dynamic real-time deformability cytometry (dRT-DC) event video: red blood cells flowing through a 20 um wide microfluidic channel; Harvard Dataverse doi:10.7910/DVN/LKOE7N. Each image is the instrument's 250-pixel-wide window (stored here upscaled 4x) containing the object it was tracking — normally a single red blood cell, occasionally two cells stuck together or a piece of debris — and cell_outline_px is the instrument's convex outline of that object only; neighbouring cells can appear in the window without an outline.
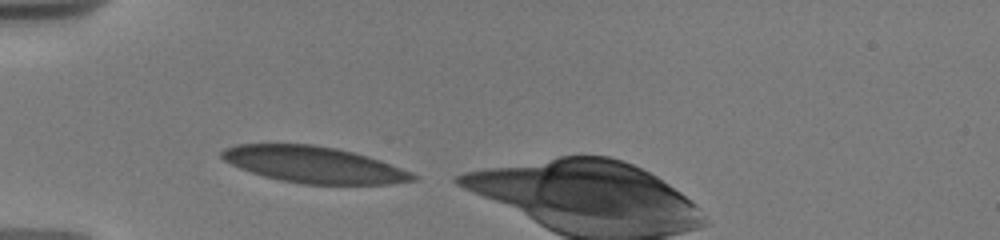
{"species": "human", "species_latin": "Homo sapiens", "temperature_condition": "warm", "stored_images_in_passage": 29, "camera_frame_rate_fps": 3000, "um_per_image_px": 0.085, "donor": {"sex": "male"}, "frame": {"image": 1, "passage_image": 1, "time_ms": 0.0, "image_size_px": [1000, 240], "cell_outline_px": [[416, 180], [388, 184], [304, 184], [280, 180], [264, 176], [240, 168], [224, 160], [220, 156], [220, 152], [224, 148], [236, 144], [312, 144], [336, 148], [368, 156], [380, 160], [412, 172], [416, 176]], "centroid_in_image_um": [26.66, 13.99], "position_along_channel_um": 58.3, "area_um2": 40.34}}
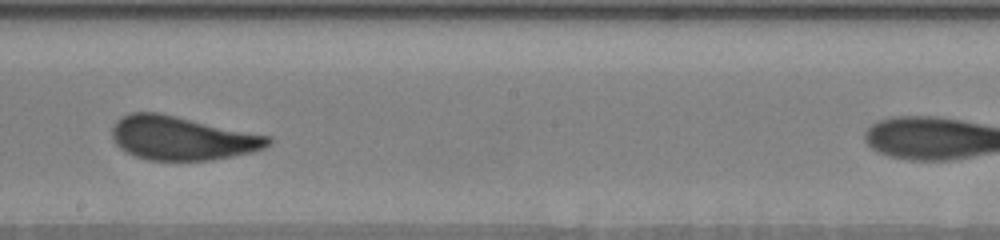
{"frame": {"image": 2, "passage_image": 14, "time_ms": 5.0, "image_size_px": [1000, 240], "cell_outline_px": [[272, 144], [264, 148], [252, 152], [232, 156], [208, 160], [148, 160], [124, 152], [112, 140], [112, 128], [116, 120], [132, 112], [156, 112], [176, 116], [272, 136]], "centroid_in_image_um": [15.47, 11.74], "position_along_channel_um": 232.7, "area_um2": 39.88}}
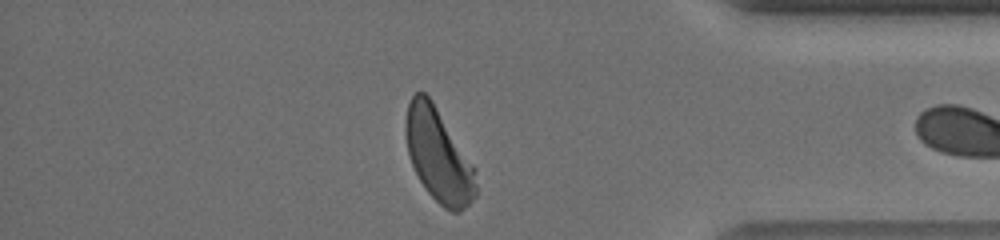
{"frame": {"image": 3, "passage_image": 27, "time_ms": 10.0, "image_size_px": [1000, 240], "cell_outline_px": [[476, 196], [460, 212], [452, 212], [444, 208], [428, 192], [420, 180], [412, 164], [408, 152], [404, 132], [404, 124], [408, 104], [412, 96], [416, 92], [424, 92], [432, 100], [476, 168]], "centroid_in_image_um": [37.27, 13.2], "position_along_channel_um": 397.9, "area_um2": 38.09}, "authors_computed_cell_mechanics": {"area_um2": 39.882, "velocity_mm_per_s": 3.6921, "shape_relaxation_time_tau1_ms": 3.5646, "shape_relaxation_time_tau2_ms": null, "deformation_change_tau1": 0.1458, "deformation_change_tau2": null}}